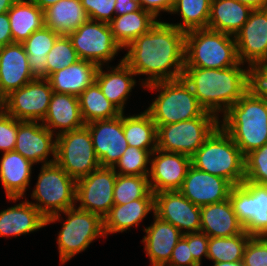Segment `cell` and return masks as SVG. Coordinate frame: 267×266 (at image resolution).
Here are the masks:
<instances>
[{
	"mask_svg": "<svg viewBox=\"0 0 267 266\" xmlns=\"http://www.w3.org/2000/svg\"><path fill=\"white\" fill-rule=\"evenodd\" d=\"M186 32L160 19L146 33L129 43L123 61L136 76L145 75L140 86L182 78Z\"/></svg>",
	"mask_w": 267,
	"mask_h": 266,
	"instance_id": "obj_1",
	"label": "cell"
},
{
	"mask_svg": "<svg viewBox=\"0 0 267 266\" xmlns=\"http://www.w3.org/2000/svg\"><path fill=\"white\" fill-rule=\"evenodd\" d=\"M244 65L239 62L224 69L184 67L182 78L201 107L220 118L251 88V68Z\"/></svg>",
	"mask_w": 267,
	"mask_h": 266,
	"instance_id": "obj_2",
	"label": "cell"
},
{
	"mask_svg": "<svg viewBox=\"0 0 267 266\" xmlns=\"http://www.w3.org/2000/svg\"><path fill=\"white\" fill-rule=\"evenodd\" d=\"M220 120L221 128L246 156L267 144V101L250 88Z\"/></svg>",
	"mask_w": 267,
	"mask_h": 266,
	"instance_id": "obj_3",
	"label": "cell"
},
{
	"mask_svg": "<svg viewBox=\"0 0 267 266\" xmlns=\"http://www.w3.org/2000/svg\"><path fill=\"white\" fill-rule=\"evenodd\" d=\"M191 165L220 176L233 186L245 181V156L221 126L193 154Z\"/></svg>",
	"mask_w": 267,
	"mask_h": 266,
	"instance_id": "obj_4",
	"label": "cell"
},
{
	"mask_svg": "<svg viewBox=\"0 0 267 266\" xmlns=\"http://www.w3.org/2000/svg\"><path fill=\"white\" fill-rule=\"evenodd\" d=\"M239 62L234 36L208 28L186 32L184 67L224 69Z\"/></svg>",
	"mask_w": 267,
	"mask_h": 266,
	"instance_id": "obj_5",
	"label": "cell"
},
{
	"mask_svg": "<svg viewBox=\"0 0 267 266\" xmlns=\"http://www.w3.org/2000/svg\"><path fill=\"white\" fill-rule=\"evenodd\" d=\"M143 88L160 92L146 109L156 125L191 120L205 112L183 78L156 82Z\"/></svg>",
	"mask_w": 267,
	"mask_h": 266,
	"instance_id": "obj_6",
	"label": "cell"
},
{
	"mask_svg": "<svg viewBox=\"0 0 267 266\" xmlns=\"http://www.w3.org/2000/svg\"><path fill=\"white\" fill-rule=\"evenodd\" d=\"M61 213L67 216L57 233L59 261L63 265L75 255L85 251L99 237H105L103 219L94 213L81 210L76 206L46 219V226L56 221H62Z\"/></svg>",
	"mask_w": 267,
	"mask_h": 266,
	"instance_id": "obj_7",
	"label": "cell"
},
{
	"mask_svg": "<svg viewBox=\"0 0 267 266\" xmlns=\"http://www.w3.org/2000/svg\"><path fill=\"white\" fill-rule=\"evenodd\" d=\"M32 190V203L40 213L48 217L76 206V181L56 162L44 164Z\"/></svg>",
	"mask_w": 267,
	"mask_h": 266,
	"instance_id": "obj_8",
	"label": "cell"
},
{
	"mask_svg": "<svg viewBox=\"0 0 267 266\" xmlns=\"http://www.w3.org/2000/svg\"><path fill=\"white\" fill-rule=\"evenodd\" d=\"M219 126L220 118L207 111L191 120L156 125L157 149L192 157Z\"/></svg>",
	"mask_w": 267,
	"mask_h": 266,
	"instance_id": "obj_9",
	"label": "cell"
},
{
	"mask_svg": "<svg viewBox=\"0 0 267 266\" xmlns=\"http://www.w3.org/2000/svg\"><path fill=\"white\" fill-rule=\"evenodd\" d=\"M55 162L75 181L100 167L86 125L56 136Z\"/></svg>",
	"mask_w": 267,
	"mask_h": 266,
	"instance_id": "obj_10",
	"label": "cell"
},
{
	"mask_svg": "<svg viewBox=\"0 0 267 266\" xmlns=\"http://www.w3.org/2000/svg\"><path fill=\"white\" fill-rule=\"evenodd\" d=\"M68 37L79 59L94 62L98 66H107L122 51L114 40L108 23L89 19L70 32Z\"/></svg>",
	"mask_w": 267,
	"mask_h": 266,
	"instance_id": "obj_11",
	"label": "cell"
},
{
	"mask_svg": "<svg viewBox=\"0 0 267 266\" xmlns=\"http://www.w3.org/2000/svg\"><path fill=\"white\" fill-rule=\"evenodd\" d=\"M234 212L250 236H267V185L243 182L229 194Z\"/></svg>",
	"mask_w": 267,
	"mask_h": 266,
	"instance_id": "obj_12",
	"label": "cell"
},
{
	"mask_svg": "<svg viewBox=\"0 0 267 266\" xmlns=\"http://www.w3.org/2000/svg\"><path fill=\"white\" fill-rule=\"evenodd\" d=\"M117 173L113 167H99L76 181L77 208L99 215L102 219L114 205L113 191Z\"/></svg>",
	"mask_w": 267,
	"mask_h": 266,
	"instance_id": "obj_13",
	"label": "cell"
},
{
	"mask_svg": "<svg viewBox=\"0 0 267 266\" xmlns=\"http://www.w3.org/2000/svg\"><path fill=\"white\" fill-rule=\"evenodd\" d=\"M52 94L47 79L35 78L5 97V112L20 121L42 122Z\"/></svg>",
	"mask_w": 267,
	"mask_h": 266,
	"instance_id": "obj_14",
	"label": "cell"
},
{
	"mask_svg": "<svg viewBox=\"0 0 267 266\" xmlns=\"http://www.w3.org/2000/svg\"><path fill=\"white\" fill-rule=\"evenodd\" d=\"M234 38L241 63L250 68L267 63V8L252 10Z\"/></svg>",
	"mask_w": 267,
	"mask_h": 266,
	"instance_id": "obj_15",
	"label": "cell"
},
{
	"mask_svg": "<svg viewBox=\"0 0 267 266\" xmlns=\"http://www.w3.org/2000/svg\"><path fill=\"white\" fill-rule=\"evenodd\" d=\"M201 207L194 205L179 191L154 194V215L171 223L182 234L199 232Z\"/></svg>",
	"mask_w": 267,
	"mask_h": 266,
	"instance_id": "obj_16",
	"label": "cell"
},
{
	"mask_svg": "<svg viewBox=\"0 0 267 266\" xmlns=\"http://www.w3.org/2000/svg\"><path fill=\"white\" fill-rule=\"evenodd\" d=\"M101 167H114L128 143L123 131V113L116 118L85 124Z\"/></svg>",
	"mask_w": 267,
	"mask_h": 266,
	"instance_id": "obj_17",
	"label": "cell"
},
{
	"mask_svg": "<svg viewBox=\"0 0 267 266\" xmlns=\"http://www.w3.org/2000/svg\"><path fill=\"white\" fill-rule=\"evenodd\" d=\"M191 166V157L156 149L151 153L148 175L151 191H178Z\"/></svg>",
	"mask_w": 267,
	"mask_h": 266,
	"instance_id": "obj_18",
	"label": "cell"
},
{
	"mask_svg": "<svg viewBox=\"0 0 267 266\" xmlns=\"http://www.w3.org/2000/svg\"><path fill=\"white\" fill-rule=\"evenodd\" d=\"M42 122L18 120L14 151L33 164H51L56 160V136ZM51 156V159L48 157ZM49 159V160H48Z\"/></svg>",
	"mask_w": 267,
	"mask_h": 266,
	"instance_id": "obj_19",
	"label": "cell"
},
{
	"mask_svg": "<svg viewBox=\"0 0 267 266\" xmlns=\"http://www.w3.org/2000/svg\"><path fill=\"white\" fill-rule=\"evenodd\" d=\"M233 185L226 179L190 166L178 190L199 207L219 203L229 198Z\"/></svg>",
	"mask_w": 267,
	"mask_h": 266,
	"instance_id": "obj_20",
	"label": "cell"
},
{
	"mask_svg": "<svg viewBox=\"0 0 267 266\" xmlns=\"http://www.w3.org/2000/svg\"><path fill=\"white\" fill-rule=\"evenodd\" d=\"M34 79L23 44L3 46L0 55V95L5 98Z\"/></svg>",
	"mask_w": 267,
	"mask_h": 266,
	"instance_id": "obj_21",
	"label": "cell"
},
{
	"mask_svg": "<svg viewBox=\"0 0 267 266\" xmlns=\"http://www.w3.org/2000/svg\"><path fill=\"white\" fill-rule=\"evenodd\" d=\"M107 66V72L103 70L105 66L100 65L98 67L95 82L99 85L104 96L124 113L126 101L137 83L136 74L123 59L115 67Z\"/></svg>",
	"mask_w": 267,
	"mask_h": 266,
	"instance_id": "obj_22",
	"label": "cell"
},
{
	"mask_svg": "<svg viewBox=\"0 0 267 266\" xmlns=\"http://www.w3.org/2000/svg\"><path fill=\"white\" fill-rule=\"evenodd\" d=\"M154 221L143 230L144 250L151 266H166L172 251L183 234L171 223L161 220L153 214Z\"/></svg>",
	"mask_w": 267,
	"mask_h": 266,
	"instance_id": "obj_23",
	"label": "cell"
},
{
	"mask_svg": "<svg viewBox=\"0 0 267 266\" xmlns=\"http://www.w3.org/2000/svg\"><path fill=\"white\" fill-rule=\"evenodd\" d=\"M0 160V180L7 199L14 203L24 200L34 164L15 151L3 152Z\"/></svg>",
	"mask_w": 267,
	"mask_h": 266,
	"instance_id": "obj_24",
	"label": "cell"
},
{
	"mask_svg": "<svg viewBox=\"0 0 267 266\" xmlns=\"http://www.w3.org/2000/svg\"><path fill=\"white\" fill-rule=\"evenodd\" d=\"M42 124L55 136L83 127L78 97L53 92Z\"/></svg>",
	"mask_w": 267,
	"mask_h": 266,
	"instance_id": "obj_25",
	"label": "cell"
},
{
	"mask_svg": "<svg viewBox=\"0 0 267 266\" xmlns=\"http://www.w3.org/2000/svg\"><path fill=\"white\" fill-rule=\"evenodd\" d=\"M0 211V237H18L46 227V218L29 200Z\"/></svg>",
	"mask_w": 267,
	"mask_h": 266,
	"instance_id": "obj_26",
	"label": "cell"
},
{
	"mask_svg": "<svg viewBox=\"0 0 267 266\" xmlns=\"http://www.w3.org/2000/svg\"><path fill=\"white\" fill-rule=\"evenodd\" d=\"M200 231L209 237H231L244 232L230 199L201 207Z\"/></svg>",
	"mask_w": 267,
	"mask_h": 266,
	"instance_id": "obj_27",
	"label": "cell"
},
{
	"mask_svg": "<svg viewBox=\"0 0 267 266\" xmlns=\"http://www.w3.org/2000/svg\"><path fill=\"white\" fill-rule=\"evenodd\" d=\"M98 65L88 60H78L64 69L50 74L46 79L53 92L79 96L94 81Z\"/></svg>",
	"mask_w": 267,
	"mask_h": 266,
	"instance_id": "obj_28",
	"label": "cell"
},
{
	"mask_svg": "<svg viewBox=\"0 0 267 266\" xmlns=\"http://www.w3.org/2000/svg\"><path fill=\"white\" fill-rule=\"evenodd\" d=\"M150 212L154 214V199H137L126 204H114L103 219L105 237L140 226Z\"/></svg>",
	"mask_w": 267,
	"mask_h": 266,
	"instance_id": "obj_29",
	"label": "cell"
},
{
	"mask_svg": "<svg viewBox=\"0 0 267 266\" xmlns=\"http://www.w3.org/2000/svg\"><path fill=\"white\" fill-rule=\"evenodd\" d=\"M252 9L237 0H212L207 28L235 36Z\"/></svg>",
	"mask_w": 267,
	"mask_h": 266,
	"instance_id": "obj_30",
	"label": "cell"
},
{
	"mask_svg": "<svg viewBox=\"0 0 267 266\" xmlns=\"http://www.w3.org/2000/svg\"><path fill=\"white\" fill-rule=\"evenodd\" d=\"M88 20L80 0H60L44 10V26L60 35H68Z\"/></svg>",
	"mask_w": 267,
	"mask_h": 266,
	"instance_id": "obj_31",
	"label": "cell"
},
{
	"mask_svg": "<svg viewBox=\"0 0 267 266\" xmlns=\"http://www.w3.org/2000/svg\"><path fill=\"white\" fill-rule=\"evenodd\" d=\"M13 43H23L44 26V11L31 0H17L8 11Z\"/></svg>",
	"mask_w": 267,
	"mask_h": 266,
	"instance_id": "obj_32",
	"label": "cell"
},
{
	"mask_svg": "<svg viewBox=\"0 0 267 266\" xmlns=\"http://www.w3.org/2000/svg\"><path fill=\"white\" fill-rule=\"evenodd\" d=\"M158 20L148 11L140 9L115 16L108 24L114 40L124 49L142 34H146Z\"/></svg>",
	"mask_w": 267,
	"mask_h": 266,
	"instance_id": "obj_33",
	"label": "cell"
},
{
	"mask_svg": "<svg viewBox=\"0 0 267 266\" xmlns=\"http://www.w3.org/2000/svg\"><path fill=\"white\" fill-rule=\"evenodd\" d=\"M59 36L60 34L56 31L43 26L22 43L28 55L29 67L34 78L46 79L48 77L47 54Z\"/></svg>",
	"mask_w": 267,
	"mask_h": 266,
	"instance_id": "obj_34",
	"label": "cell"
},
{
	"mask_svg": "<svg viewBox=\"0 0 267 266\" xmlns=\"http://www.w3.org/2000/svg\"><path fill=\"white\" fill-rule=\"evenodd\" d=\"M123 131L128 146L150 153L157 149V127L146 110L129 116L123 113Z\"/></svg>",
	"mask_w": 267,
	"mask_h": 266,
	"instance_id": "obj_35",
	"label": "cell"
},
{
	"mask_svg": "<svg viewBox=\"0 0 267 266\" xmlns=\"http://www.w3.org/2000/svg\"><path fill=\"white\" fill-rule=\"evenodd\" d=\"M78 99L81 117L85 124L97 120L113 119L122 114V112L104 96L99 85L95 81L78 96Z\"/></svg>",
	"mask_w": 267,
	"mask_h": 266,
	"instance_id": "obj_36",
	"label": "cell"
},
{
	"mask_svg": "<svg viewBox=\"0 0 267 266\" xmlns=\"http://www.w3.org/2000/svg\"><path fill=\"white\" fill-rule=\"evenodd\" d=\"M212 0H175L170 14L180 15L182 22L169 23L182 31L207 28Z\"/></svg>",
	"mask_w": 267,
	"mask_h": 266,
	"instance_id": "obj_37",
	"label": "cell"
},
{
	"mask_svg": "<svg viewBox=\"0 0 267 266\" xmlns=\"http://www.w3.org/2000/svg\"><path fill=\"white\" fill-rule=\"evenodd\" d=\"M251 237L246 231L231 237H209L207 259L213 263L241 261Z\"/></svg>",
	"mask_w": 267,
	"mask_h": 266,
	"instance_id": "obj_38",
	"label": "cell"
},
{
	"mask_svg": "<svg viewBox=\"0 0 267 266\" xmlns=\"http://www.w3.org/2000/svg\"><path fill=\"white\" fill-rule=\"evenodd\" d=\"M113 199L114 204H126L137 199H154L148 176L117 174Z\"/></svg>",
	"mask_w": 267,
	"mask_h": 266,
	"instance_id": "obj_39",
	"label": "cell"
},
{
	"mask_svg": "<svg viewBox=\"0 0 267 266\" xmlns=\"http://www.w3.org/2000/svg\"><path fill=\"white\" fill-rule=\"evenodd\" d=\"M150 158L148 150L128 146L113 169L119 175L148 176Z\"/></svg>",
	"mask_w": 267,
	"mask_h": 266,
	"instance_id": "obj_40",
	"label": "cell"
},
{
	"mask_svg": "<svg viewBox=\"0 0 267 266\" xmlns=\"http://www.w3.org/2000/svg\"><path fill=\"white\" fill-rule=\"evenodd\" d=\"M78 60L80 59L68 35H60L47 54L46 67L48 76L76 63Z\"/></svg>",
	"mask_w": 267,
	"mask_h": 266,
	"instance_id": "obj_41",
	"label": "cell"
},
{
	"mask_svg": "<svg viewBox=\"0 0 267 266\" xmlns=\"http://www.w3.org/2000/svg\"><path fill=\"white\" fill-rule=\"evenodd\" d=\"M267 185V144L245 156V181Z\"/></svg>",
	"mask_w": 267,
	"mask_h": 266,
	"instance_id": "obj_42",
	"label": "cell"
},
{
	"mask_svg": "<svg viewBox=\"0 0 267 266\" xmlns=\"http://www.w3.org/2000/svg\"><path fill=\"white\" fill-rule=\"evenodd\" d=\"M244 266H267V236H252L244 249Z\"/></svg>",
	"mask_w": 267,
	"mask_h": 266,
	"instance_id": "obj_43",
	"label": "cell"
},
{
	"mask_svg": "<svg viewBox=\"0 0 267 266\" xmlns=\"http://www.w3.org/2000/svg\"><path fill=\"white\" fill-rule=\"evenodd\" d=\"M89 19L109 23L115 15L116 0H80Z\"/></svg>",
	"mask_w": 267,
	"mask_h": 266,
	"instance_id": "obj_44",
	"label": "cell"
},
{
	"mask_svg": "<svg viewBox=\"0 0 267 266\" xmlns=\"http://www.w3.org/2000/svg\"><path fill=\"white\" fill-rule=\"evenodd\" d=\"M18 132V120L6 112L0 116V151H14Z\"/></svg>",
	"mask_w": 267,
	"mask_h": 266,
	"instance_id": "obj_45",
	"label": "cell"
},
{
	"mask_svg": "<svg viewBox=\"0 0 267 266\" xmlns=\"http://www.w3.org/2000/svg\"><path fill=\"white\" fill-rule=\"evenodd\" d=\"M183 237L187 240L188 246H190L193 259L202 266V257L207 259L209 236L199 231L183 234Z\"/></svg>",
	"mask_w": 267,
	"mask_h": 266,
	"instance_id": "obj_46",
	"label": "cell"
},
{
	"mask_svg": "<svg viewBox=\"0 0 267 266\" xmlns=\"http://www.w3.org/2000/svg\"><path fill=\"white\" fill-rule=\"evenodd\" d=\"M166 266H199L193 259L190 246H188V242L183 236L174 247Z\"/></svg>",
	"mask_w": 267,
	"mask_h": 266,
	"instance_id": "obj_47",
	"label": "cell"
},
{
	"mask_svg": "<svg viewBox=\"0 0 267 266\" xmlns=\"http://www.w3.org/2000/svg\"><path fill=\"white\" fill-rule=\"evenodd\" d=\"M251 88L267 101V63H261L251 68Z\"/></svg>",
	"mask_w": 267,
	"mask_h": 266,
	"instance_id": "obj_48",
	"label": "cell"
},
{
	"mask_svg": "<svg viewBox=\"0 0 267 266\" xmlns=\"http://www.w3.org/2000/svg\"><path fill=\"white\" fill-rule=\"evenodd\" d=\"M175 0H139L140 6L150 12L156 19L161 12L170 13Z\"/></svg>",
	"mask_w": 267,
	"mask_h": 266,
	"instance_id": "obj_49",
	"label": "cell"
},
{
	"mask_svg": "<svg viewBox=\"0 0 267 266\" xmlns=\"http://www.w3.org/2000/svg\"><path fill=\"white\" fill-rule=\"evenodd\" d=\"M13 43L8 12L0 14V44L5 46Z\"/></svg>",
	"mask_w": 267,
	"mask_h": 266,
	"instance_id": "obj_50",
	"label": "cell"
},
{
	"mask_svg": "<svg viewBox=\"0 0 267 266\" xmlns=\"http://www.w3.org/2000/svg\"><path fill=\"white\" fill-rule=\"evenodd\" d=\"M139 0H116L115 15L121 16L130 12L140 10Z\"/></svg>",
	"mask_w": 267,
	"mask_h": 266,
	"instance_id": "obj_51",
	"label": "cell"
},
{
	"mask_svg": "<svg viewBox=\"0 0 267 266\" xmlns=\"http://www.w3.org/2000/svg\"><path fill=\"white\" fill-rule=\"evenodd\" d=\"M237 1L250 7L252 10L267 8V0H237Z\"/></svg>",
	"mask_w": 267,
	"mask_h": 266,
	"instance_id": "obj_52",
	"label": "cell"
},
{
	"mask_svg": "<svg viewBox=\"0 0 267 266\" xmlns=\"http://www.w3.org/2000/svg\"><path fill=\"white\" fill-rule=\"evenodd\" d=\"M35 5H37L41 10L47 9L49 6L54 5L60 0H31Z\"/></svg>",
	"mask_w": 267,
	"mask_h": 266,
	"instance_id": "obj_53",
	"label": "cell"
},
{
	"mask_svg": "<svg viewBox=\"0 0 267 266\" xmlns=\"http://www.w3.org/2000/svg\"><path fill=\"white\" fill-rule=\"evenodd\" d=\"M17 0H0V14L6 13Z\"/></svg>",
	"mask_w": 267,
	"mask_h": 266,
	"instance_id": "obj_54",
	"label": "cell"
},
{
	"mask_svg": "<svg viewBox=\"0 0 267 266\" xmlns=\"http://www.w3.org/2000/svg\"><path fill=\"white\" fill-rule=\"evenodd\" d=\"M212 266H244L242 260L236 262H220V263H213Z\"/></svg>",
	"mask_w": 267,
	"mask_h": 266,
	"instance_id": "obj_55",
	"label": "cell"
},
{
	"mask_svg": "<svg viewBox=\"0 0 267 266\" xmlns=\"http://www.w3.org/2000/svg\"><path fill=\"white\" fill-rule=\"evenodd\" d=\"M5 113V98L0 95V116Z\"/></svg>",
	"mask_w": 267,
	"mask_h": 266,
	"instance_id": "obj_56",
	"label": "cell"
},
{
	"mask_svg": "<svg viewBox=\"0 0 267 266\" xmlns=\"http://www.w3.org/2000/svg\"><path fill=\"white\" fill-rule=\"evenodd\" d=\"M2 48H3V45L0 44V55H1Z\"/></svg>",
	"mask_w": 267,
	"mask_h": 266,
	"instance_id": "obj_57",
	"label": "cell"
}]
</instances>
